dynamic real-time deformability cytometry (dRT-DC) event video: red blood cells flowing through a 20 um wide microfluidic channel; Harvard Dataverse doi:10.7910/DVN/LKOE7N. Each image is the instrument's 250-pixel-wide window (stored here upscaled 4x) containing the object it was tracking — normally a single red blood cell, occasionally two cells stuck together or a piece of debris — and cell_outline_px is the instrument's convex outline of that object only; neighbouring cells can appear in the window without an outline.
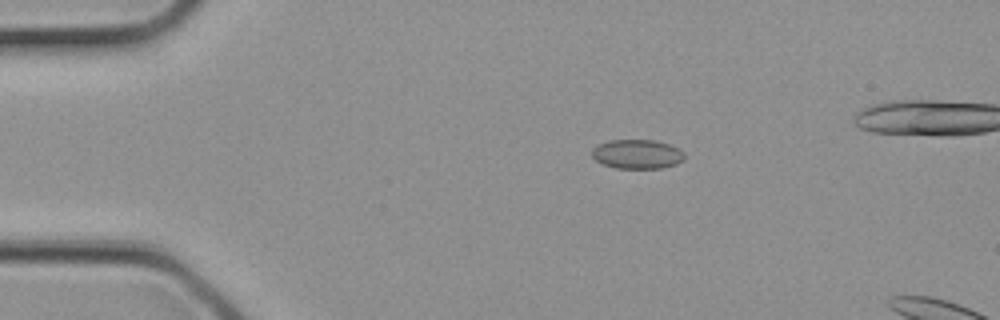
{"species": "common noctule bat (a hibernating species)", "species_latin": "Nyctalus noctula", "temperature_condition": "cold", "stored_images_in_passage": 2, "camera_frame_rate_fps": 3000, "um_per_image_px": 0.085, "animal": {"sex": "female", "body_mass_g": 21.9}, "frame": {"image": 1, "passage_image": 1, "time_ms": 0.0, "image_size_px": [1000, 320], "cell_outline_px": [[684, 160], [676, 164], [664, 168], [616, 168], [604, 164], [596, 160], [592, 156], [592, 148], [596, 144], [612, 140], [656, 140], [680, 148], [684, 152]], "centroid_in_image_um": [54.18, 13.09], "position_along_channel_um": 30.8, "area_um2": 15.9}}